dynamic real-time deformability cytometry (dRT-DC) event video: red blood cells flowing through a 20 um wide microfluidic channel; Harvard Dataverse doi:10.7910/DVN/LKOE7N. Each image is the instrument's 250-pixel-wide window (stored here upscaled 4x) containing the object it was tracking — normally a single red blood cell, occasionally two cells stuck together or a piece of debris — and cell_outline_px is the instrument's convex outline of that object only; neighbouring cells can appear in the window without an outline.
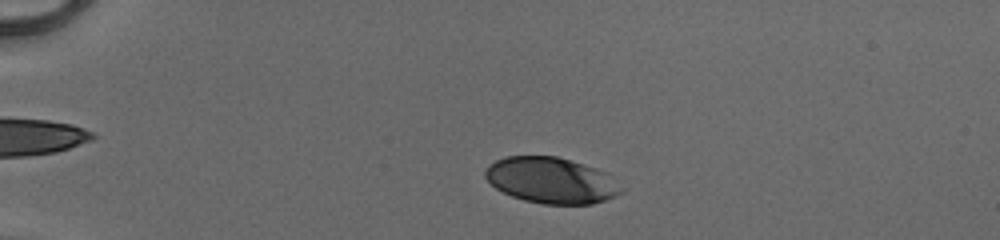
{"species": "human", "species_latin": "Homo sapiens", "temperature_condition": "cold", "stored_images_in_passage": 42, "camera_frame_rate_fps": 3000, "um_per_image_px": 0.085, "donor": {"sex": "male"}, "frame": {"image": 1, "passage_image": 8, "time_ms": 2.333, "image_size_px": [1000, 240], "cell_outline_px": [[624, 192], [616, 196], [592, 204], [544, 204], [524, 200], [512, 196], [496, 188], [484, 176], [484, 172], [488, 164], [504, 156], [556, 156], [572, 160], [596, 168], [616, 176], [624, 188]], "centroid_in_image_um": [46.92, 15.32], "position_along_channel_um": 38.1, "area_um2": 36.93}}
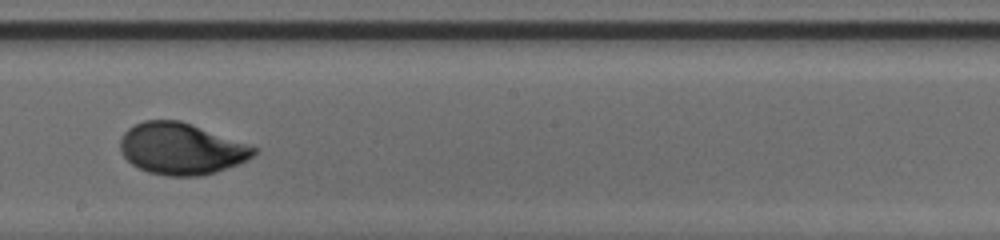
{"frame": {"image": 2, "passage_image": 27, "time_ms": 8.667, "image_size_px": [1000, 240], "cell_outline_px": [[260, 148], [248, 160], [240, 164], [216, 172], [200, 176], [168, 176], [148, 172], [132, 164], [120, 152], [120, 136], [128, 128], [144, 120], [180, 120], [192, 124]], "centroid_in_image_um": [15.42, 12.64], "position_along_channel_um": 232.8, "area_um2": 40.34}}
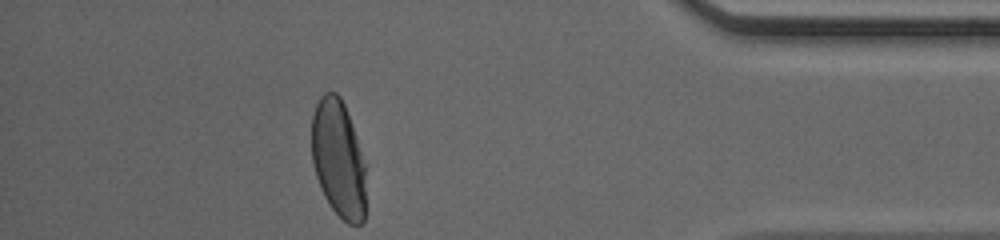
{"frame": {"image": 3, "passage_image": 42, "time_ms": 13.667, "image_size_px": [1000, 240], "cell_outline_px": [[368, 164], [364, 220], [360, 224], [348, 224], [332, 208], [324, 196], [316, 176], [312, 160], [312, 116], [316, 104], [320, 96], [324, 92], [336, 92], [340, 96], [344, 104]], "centroid_in_image_um": [28.81, 13.5], "position_along_channel_um": 406.4, "area_um2": 38.03}, "authors_computed_cell_mechanics": {"area_um2": 39.2173, "velocity_mm_per_s": 4.106, "shape_relaxation_time_tau1_ms": 3.3196, "shape_relaxation_time_tau2_ms": null, "deformation_change_tau1": 0.1574, "deformation_change_tau2": null}}